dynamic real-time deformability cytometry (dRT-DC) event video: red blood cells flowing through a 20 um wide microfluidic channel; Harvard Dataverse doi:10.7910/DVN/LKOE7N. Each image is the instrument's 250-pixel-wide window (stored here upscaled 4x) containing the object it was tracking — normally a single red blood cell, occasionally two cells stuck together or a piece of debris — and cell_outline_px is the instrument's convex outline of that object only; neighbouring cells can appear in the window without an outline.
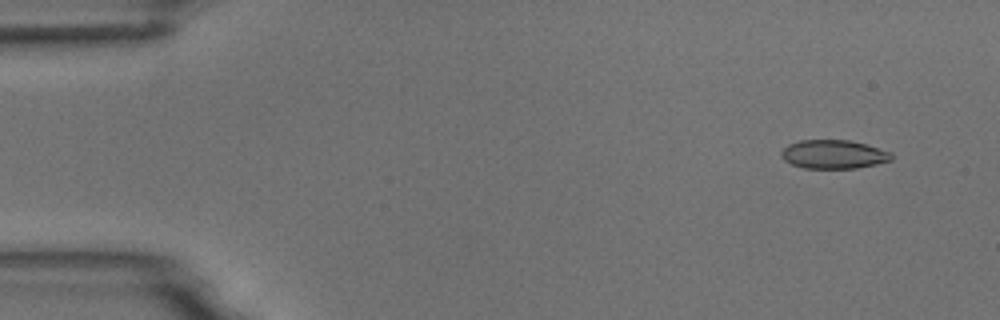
{"species": "common noctule bat (a hibernating species)", "species_latin": "Nyctalus noctula", "temperature_condition": "room temperature", "stored_images_in_passage": 5, "camera_frame_rate_fps": 3000, "um_per_image_px": 0.085, "animal": {"sex": "male", "body_mass_g": 18.8}, "frame": {"image": 1, "passage_image": 2, "time_ms": 1.0, "image_size_px": [1000, 320], "cell_outline_px": [[892, 160], [876, 164], [856, 168], [804, 168], [792, 164], [784, 160], [780, 156], [780, 152], [788, 144], [800, 140], [848, 140], [864, 144], [892, 152]], "centroid_in_image_um": [70.83, 13.12], "position_along_channel_um": 14.2, "area_um2": 18.38}}
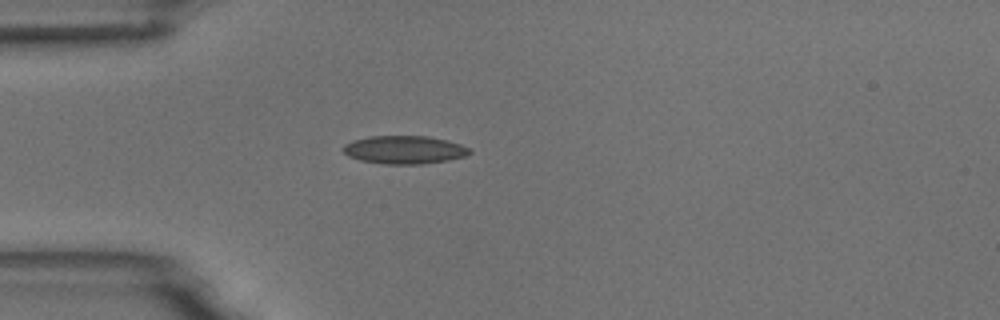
{"frame": {"image": 2, "passage_image": 5, "time_ms": 4.667, "image_size_px": [1000, 320], "cell_outline_px": [[472, 152], [464, 156], [448, 160], [420, 164], [384, 164], [360, 160], [348, 156], [344, 152], [344, 144], [352, 140], [368, 136], [428, 136], [448, 140], [460, 144], [468, 148]], "centroid_in_image_um": [34.35, 12.72], "position_along_channel_um": 50.6, "area_um2": 20.69}}